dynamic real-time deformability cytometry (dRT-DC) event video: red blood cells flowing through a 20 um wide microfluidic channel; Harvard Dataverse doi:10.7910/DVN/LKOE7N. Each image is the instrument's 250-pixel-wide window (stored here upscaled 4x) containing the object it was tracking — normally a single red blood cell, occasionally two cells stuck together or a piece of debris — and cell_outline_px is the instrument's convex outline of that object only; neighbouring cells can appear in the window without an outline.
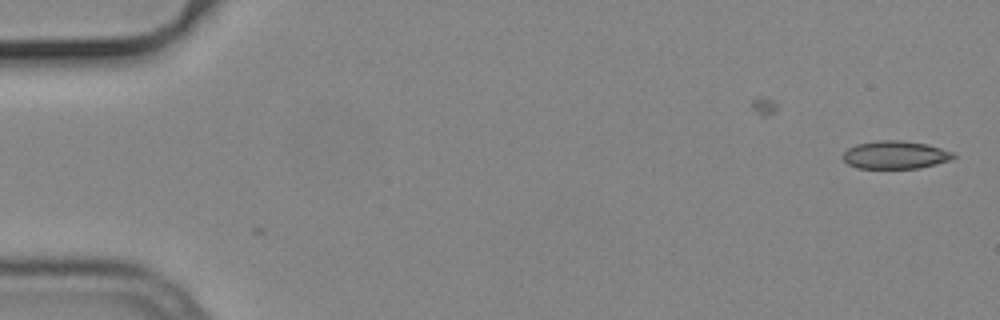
{"species": "common noctule bat (a hibernating species)", "species_latin": "Nyctalus noctula", "temperature_condition": "cold", "stored_images_in_passage": 2, "camera_frame_rate_fps": 3000, "um_per_image_px": 0.085, "animal": {"sex": "male", "body_mass_g": 19.2, "forearm_length_mm": 51.8}, "frame": {"image": 1, "passage_image": 1, "time_ms": 0.0, "image_size_px": [1000, 320], "cell_outline_px": [[956, 156], [952, 160], [920, 168], [856, 168], [848, 164], [844, 160], [844, 152], [848, 148], [856, 144], [876, 140], [900, 140], [928, 144], [956, 152]], "centroid_in_image_um": [76.15, 13.16], "position_along_channel_um": 8.8, "area_um2": 18.21}}